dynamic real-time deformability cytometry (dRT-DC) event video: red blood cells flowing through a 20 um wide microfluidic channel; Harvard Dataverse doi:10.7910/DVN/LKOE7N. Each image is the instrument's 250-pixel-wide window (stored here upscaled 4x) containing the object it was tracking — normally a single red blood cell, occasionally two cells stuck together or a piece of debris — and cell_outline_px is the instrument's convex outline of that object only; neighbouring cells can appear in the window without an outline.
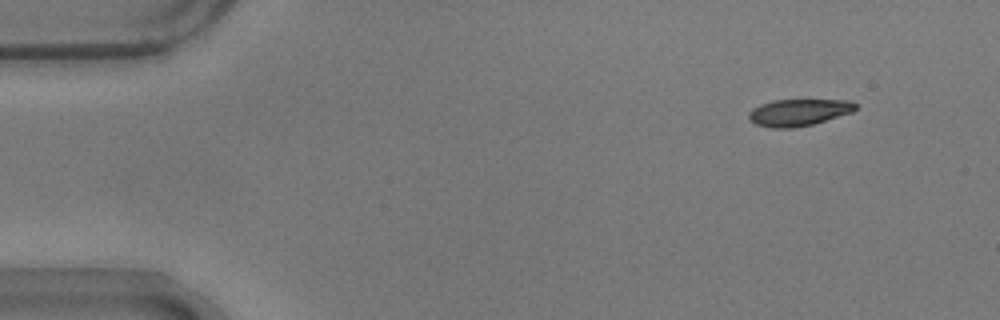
{"species": "common noctule bat (a hibernating species)", "species_latin": "Nyctalus noctula", "temperature_condition": "warm", "stored_images_in_passage": 49, "camera_frame_rate_fps": 3000, "um_per_image_px": 0.085, "animal": {"sex": "male", "body_mass_g": 17.9}, "frame": {"image": 1, "passage_image": 1, "time_ms": 0.0, "image_size_px": [1000, 320], "cell_outline_px": [[856, 108], [852, 112], [812, 124], [792, 128], [772, 128], [756, 124], [748, 120], [748, 112], [752, 108], [760, 104], [772, 100], [852, 100], [856, 104]], "centroid_in_image_um": [67.84, 9.55], "position_along_channel_um": 17.2, "area_um2": 16.7}}
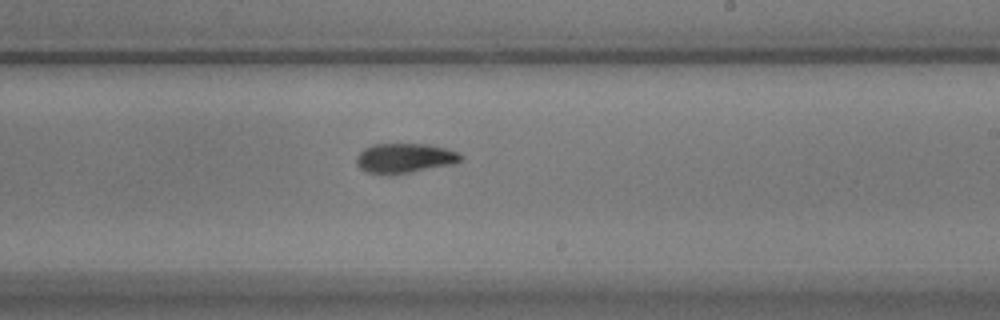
{"frame": {"image": 2, "passage_image": 28, "time_ms": 9.0, "image_size_px": [1000, 320], "cell_outline_px": [[464, 160], [452, 164], [408, 172], [368, 172], [360, 168], [356, 164], [356, 156], [364, 148], [372, 144], [428, 144], [460, 152], [464, 156]], "centroid_in_image_um": [34.44, 13.4], "position_along_channel_um": 254.6, "area_um2": 17.63}}
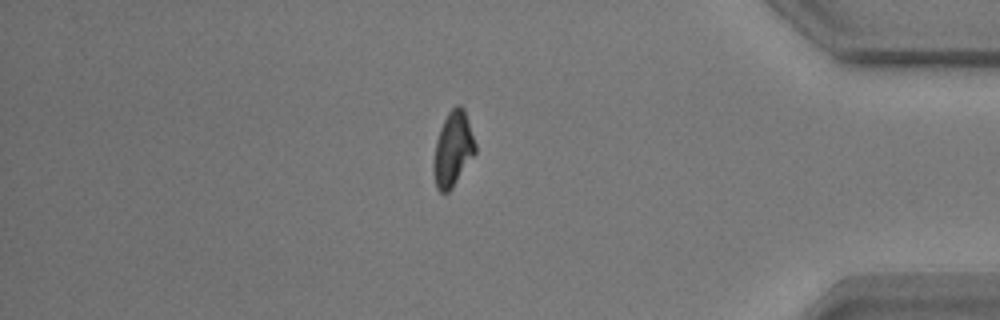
{"frame": {"image": 3, "passage_image": 42, "time_ms": 13.667, "image_size_px": [1000, 320], "cell_outline_px": [[476, 152], [452, 188], [448, 192], [440, 192], [436, 188], [432, 172], [432, 164], [436, 140], [440, 128], [448, 112], [456, 104], [460, 104], [464, 108], [476, 144]], "centroid_in_image_um": [38.48, 12.68], "position_along_channel_um": 396.7, "area_um2": 18.32}}